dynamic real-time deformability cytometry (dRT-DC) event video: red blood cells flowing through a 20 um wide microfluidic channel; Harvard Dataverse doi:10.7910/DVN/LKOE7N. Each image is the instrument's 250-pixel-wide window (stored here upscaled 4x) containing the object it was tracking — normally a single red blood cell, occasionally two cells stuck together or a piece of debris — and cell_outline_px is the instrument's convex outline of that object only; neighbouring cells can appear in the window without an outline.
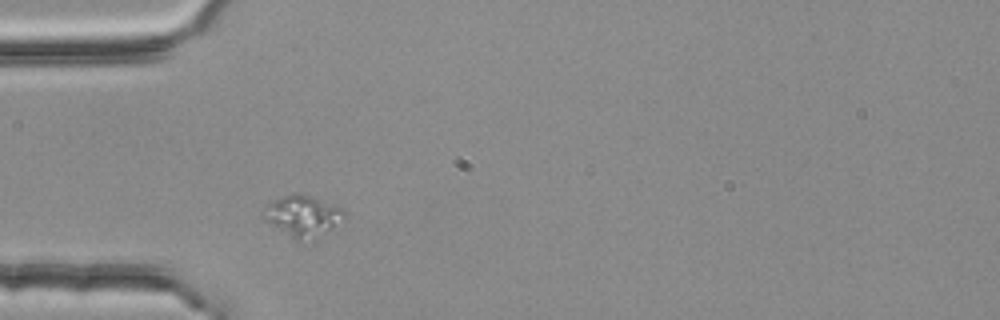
{"species": "common noctule bat (a hibernating species)", "species_latin": "Nyctalus noctula", "temperature_condition": "room temperature", "stored_images_in_passage": 1, "camera_frame_rate_fps": 3000, "um_per_image_px": 0.085, "animal": {"sex": "female", "body_mass_g": 25.1}, "frame": {"image": 1, "passage_image": 1, "time_ms": 0.0, "image_size_px": [1000, 320], "cell_outline_px": [[348, 220], [316, 240], [296, 240], [264, 220], [260, 216], [260, 212], [268, 204], [280, 196], [292, 192], [300, 192], [344, 208], [348, 216]], "centroid_in_image_um": [25.8, 18.36], "position_along_channel_um": 59.2, "area_um2": 20.35}}